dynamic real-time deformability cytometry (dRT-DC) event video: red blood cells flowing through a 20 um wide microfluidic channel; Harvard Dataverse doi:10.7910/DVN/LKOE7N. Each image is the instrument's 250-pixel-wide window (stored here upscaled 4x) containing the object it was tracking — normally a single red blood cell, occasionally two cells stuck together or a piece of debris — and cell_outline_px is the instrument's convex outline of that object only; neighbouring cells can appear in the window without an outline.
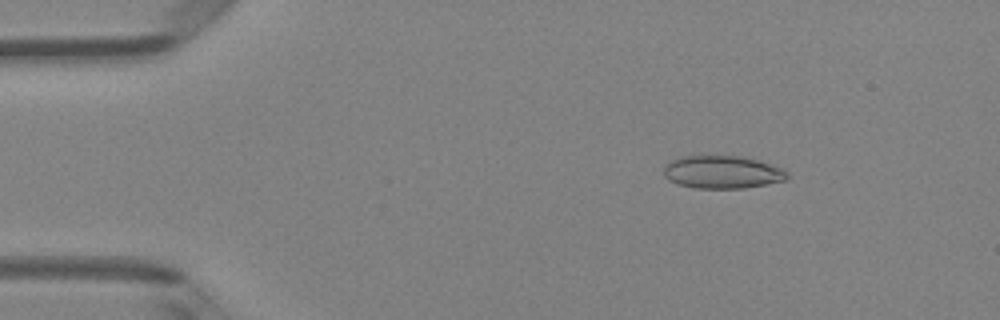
{"species": "Egyptian fruit bat (a non-hibernating species)", "species_latin": "Rousettus aegyptiacus", "temperature_condition": "room temperature", "stored_images_in_passage": 4, "camera_frame_rate_fps": 3000, "um_per_image_px": 0.085, "animal": {"sex": "female"}, "frame": {"image": 1, "passage_image": 2, "time_ms": 1.333, "image_size_px": [1000, 320], "cell_outline_px": [[788, 180], [744, 188], [696, 188], [676, 184], [668, 180], [664, 176], [664, 164], [680, 156], [700, 152], [744, 156], [760, 160], [784, 168], [788, 172]], "centroid_in_image_um": [61.37, 14.57], "position_along_channel_um": 23.6, "area_um2": 24.91}}